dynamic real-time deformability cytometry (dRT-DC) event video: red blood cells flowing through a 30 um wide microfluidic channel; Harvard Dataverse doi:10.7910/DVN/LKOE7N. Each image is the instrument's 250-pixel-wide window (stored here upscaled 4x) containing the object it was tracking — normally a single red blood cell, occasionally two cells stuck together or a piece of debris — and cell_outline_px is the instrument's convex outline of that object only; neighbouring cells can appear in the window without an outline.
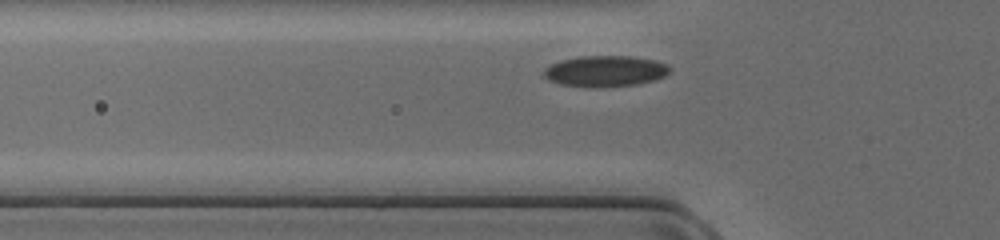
{"species": "common noctule bat (a hibernating species)", "species_latin": "Nyctalus noctula", "temperature_condition": "cold", "stored_images_in_passage": 28, "camera_frame_rate_fps": 3000, "um_per_image_px": 0.085, "animal": {"sex": "female", "body_mass_g": 17.0, "forearm_length_mm": 48.0}, "frame": {"image": 1, "passage_image": 5, "time_ms": 1.333, "image_size_px": [1000, 240], "cell_outline_px": [[672, 68], [664, 76], [656, 80], [636, 84], [596, 88], [560, 84], [548, 80], [544, 76], [544, 68], [560, 60], [580, 56], [628, 56], [656, 60], [668, 64]], "centroid_in_image_um": [51.46, 6.05], "position_along_channel_um": 74.3, "area_um2": 22.89}}
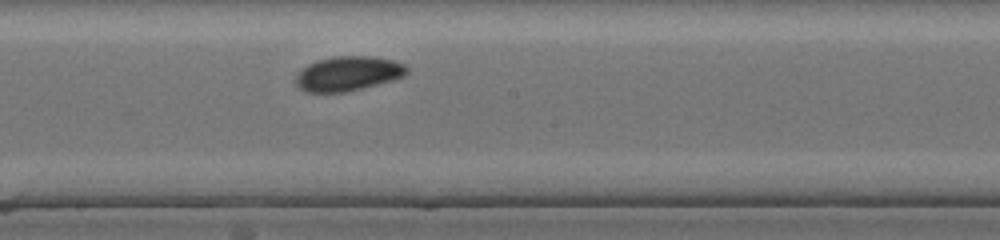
{"frame": {"image": 2, "passage_image": 15, "time_ms": 4.667, "image_size_px": [1000, 240], "cell_outline_px": [[408, 72], [404, 76], [360, 88], [344, 92], [308, 92], [300, 88], [296, 84], [296, 72], [308, 64], [316, 60], [332, 56], [372, 56], [392, 60], [404, 64], [408, 68]], "centroid_in_image_um": [29.54, 6.23], "position_along_channel_um": 218.7, "area_um2": 22.2}}
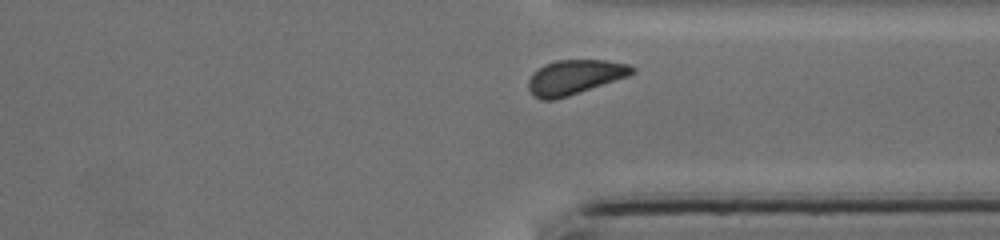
{"frame": {"image": 3, "passage_image": 25, "time_ms": 8.0, "image_size_px": [1000, 240], "cell_outline_px": [[636, 72], [628, 76], [568, 96], [552, 100], [540, 100], [532, 96], [528, 88], [528, 80], [532, 72], [544, 64], [556, 60], [604, 60], [632, 64], [636, 68]], "centroid_in_image_um": [48.84, 6.55], "position_along_channel_um": 362.6, "area_um2": 21.15}}